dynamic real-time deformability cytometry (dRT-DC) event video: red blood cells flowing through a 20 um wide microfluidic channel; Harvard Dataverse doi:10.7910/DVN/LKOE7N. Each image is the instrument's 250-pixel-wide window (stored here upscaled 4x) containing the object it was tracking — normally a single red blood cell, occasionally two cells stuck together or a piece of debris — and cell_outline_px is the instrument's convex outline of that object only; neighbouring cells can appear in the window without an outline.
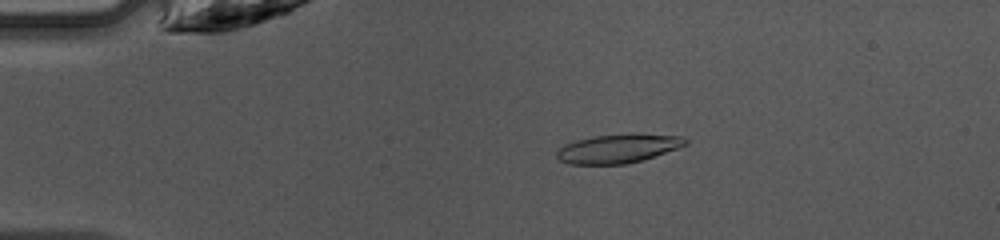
{"species": "common noctule bat (a hibernating species)", "species_latin": "Nyctalus noctula", "temperature_condition": "warm", "stored_images_in_passage": 47, "camera_frame_rate_fps": 3000, "um_per_image_px": 0.085, "animal": {"sex": "female", "body_mass_g": 10.0, "forearm_length_mm": 53.1}, "frame": {"image": 1, "passage_image": 10, "time_ms": 3.0, "image_size_px": [1000, 240], "cell_outline_px": [[688, 144], [628, 164], [568, 164], [560, 160], [556, 156], [556, 152], [564, 144], [576, 140], [596, 136], [628, 132], [636, 132], [684, 136], [688, 140]], "centroid_in_image_um": [52.55, 12.59], "position_along_channel_um": 32.4, "area_um2": 21.91}}
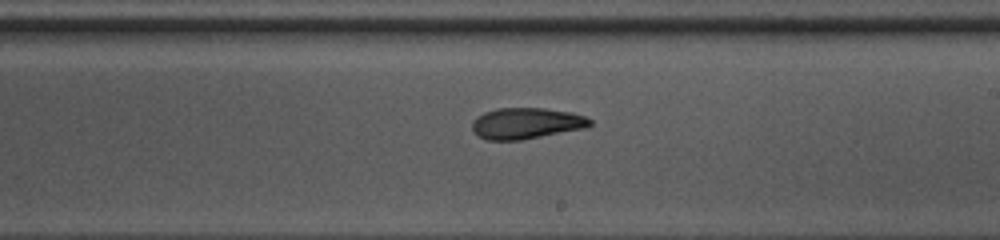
{"frame": {"image": 2, "passage_image": 28, "time_ms": 9.0, "image_size_px": [1000, 240], "cell_outline_px": [[592, 124], [588, 128], [520, 140], [488, 140], [480, 136], [472, 128], [472, 120], [476, 116], [484, 112], [496, 108], [544, 108], [572, 112], [584, 116], [592, 120]], "centroid_in_image_um": [44.76, 10.47], "position_along_channel_um": 244.2, "area_um2": 21.5}}
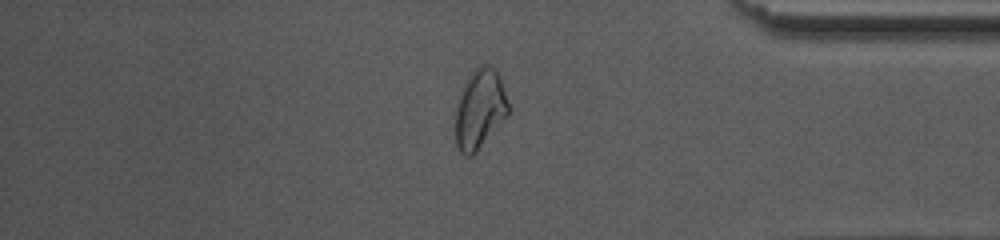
{"frame": {"image": 3, "passage_image": 40, "time_ms": 13.0, "image_size_px": [1000, 240], "cell_outline_px": [[508, 116], [476, 152], [472, 156], [464, 156], [460, 152], [456, 144], [456, 108], [460, 92], [472, 72], [480, 64], [484, 64], [492, 68], [500, 76], [508, 104]], "centroid_in_image_um": [40.78, 9.3], "position_along_channel_um": 394.4, "area_um2": 24.22}, "authors_computed_cell_mechanics": {"area_um2": 21.8484, "velocity_mm_per_s": 4.2387, "shape_relaxation_time_tau1_ms": 9.8278, "shape_relaxation_time_tau2_ms": 2.7107, "deformation_change_tau1": 0.2362, "deformation_change_tau2": 0.0928}}